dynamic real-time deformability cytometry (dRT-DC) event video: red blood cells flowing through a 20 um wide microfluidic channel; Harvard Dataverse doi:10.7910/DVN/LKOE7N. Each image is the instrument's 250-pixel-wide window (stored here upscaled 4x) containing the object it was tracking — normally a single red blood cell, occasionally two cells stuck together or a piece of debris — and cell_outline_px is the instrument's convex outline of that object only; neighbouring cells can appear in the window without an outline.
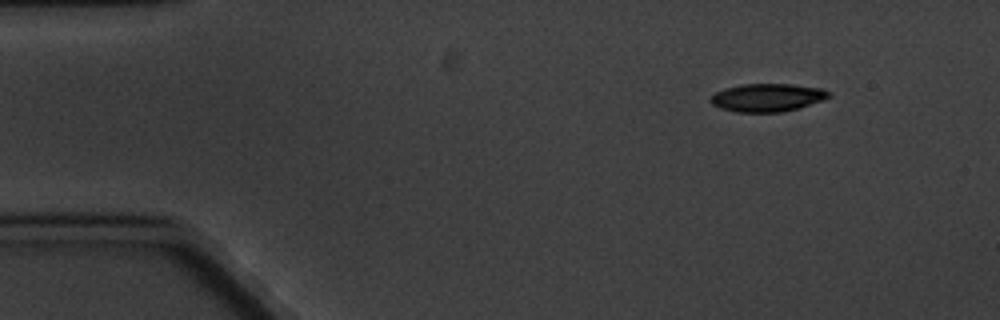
{"species": "common noctule bat (a hibernating species)", "species_latin": "Nyctalus noctula", "temperature_condition": "cold", "stored_images_in_passage": 5, "segment_of_instrument_passage": [1, 2], "camera_frame_rate_fps": 3000, "um_per_image_px": 0.085, "animal": {"sex": "male", "body_mass_g": 20.1, "forearm_length_mm": 53.5}, "frame": {"image": 1, "passage_image": 1, "time_ms": 0.0, "image_size_px": [1000, 320], "cell_outline_px": [[832, 96], [824, 100], [800, 108], [784, 112], [736, 112], [720, 108], [712, 104], [708, 100], [716, 92], [724, 88], [740, 84], [792, 84], [820, 88], [832, 92]], "centroid_in_image_um": [65.25, 8.29], "position_along_channel_um": 19.7, "area_um2": 19.59}}
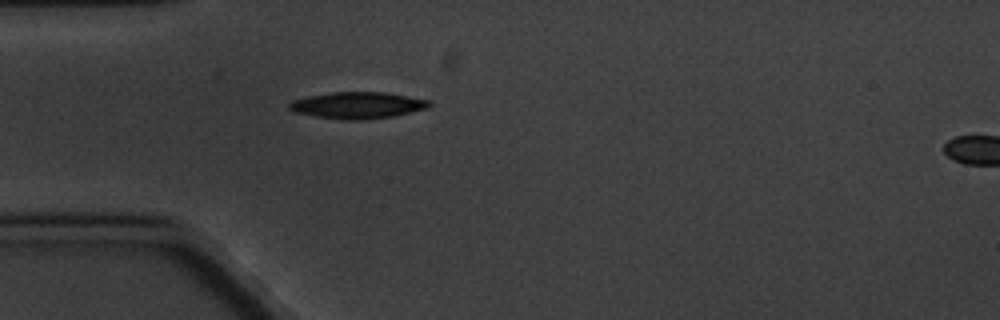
{"frame": {"image": 2, "passage_image": 4, "time_ms": 3.333, "image_size_px": [1000, 320], "cell_outline_px": [[432, 104], [428, 108], [396, 116], [364, 120], [340, 120], [292, 112], [288, 108], [288, 104], [292, 100], [308, 96], [332, 92], [384, 92], [408, 96], [428, 100]], "centroid_in_image_um": [30.38, 8.96], "position_along_channel_um": 54.6, "area_um2": 21.91}}